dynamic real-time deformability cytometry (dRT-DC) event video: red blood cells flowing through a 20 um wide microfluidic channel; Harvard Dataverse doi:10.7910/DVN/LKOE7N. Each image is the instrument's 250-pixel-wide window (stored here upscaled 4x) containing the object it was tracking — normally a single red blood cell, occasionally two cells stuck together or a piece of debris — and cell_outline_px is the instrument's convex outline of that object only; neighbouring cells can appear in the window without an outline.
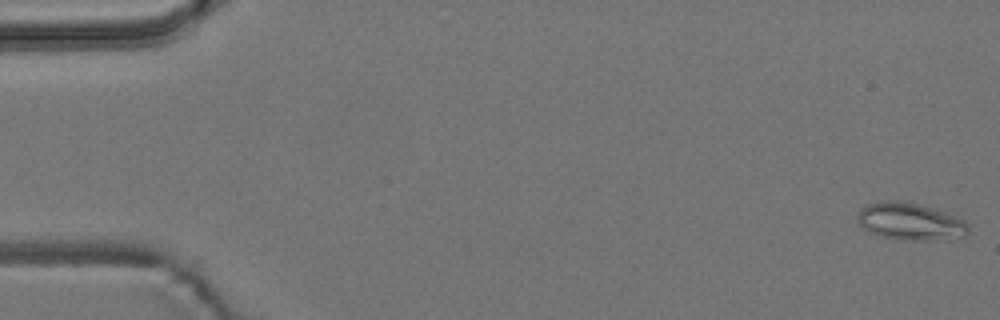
{"species": "common noctule bat (a hibernating species)", "species_latin": "Nyctalus noctula", "temperature_condition": "room temperature", "stored_images_in_passage": 5, "camera_frame_rate_fps": 3000, "um_per_image_px": 0.085, "animal": {"sex": "male", "body_mass_g": 19.2, "forearm_length_mm": 51.8}, "frame": {"image": 1, "passage_image": 1, "time_ms": 0.0, "image_size_px": [1000, 320], "cell_outline_px": [[968, 232], [964, 236], [928, 240], [896, 240], [880, 236], [868, 232], [860, 224], [856, 216], [856, 212], [860, 208], [868, 204], [884, 200], [896, 200], [916, 204], [956, 216], [964, 220], [968, 224]], "centroid_in_image_um": [77.3, 18.83], "position_along_channel_um": 7.7, "area_um2": 23.93}}